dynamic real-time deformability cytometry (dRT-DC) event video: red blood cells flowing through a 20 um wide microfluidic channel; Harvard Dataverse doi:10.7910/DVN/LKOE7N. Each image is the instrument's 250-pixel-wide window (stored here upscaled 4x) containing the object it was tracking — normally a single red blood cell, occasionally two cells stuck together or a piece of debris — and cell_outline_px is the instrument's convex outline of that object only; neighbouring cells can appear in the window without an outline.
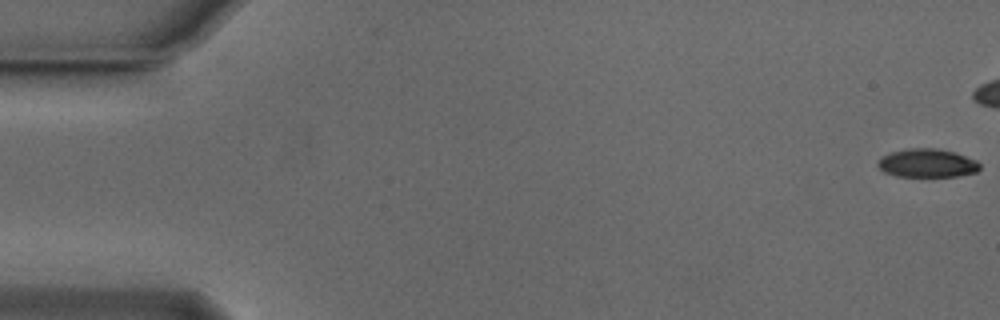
{"species": "Egyptian fruit bat (a non-hibernating species)", "species_latin": "Rousettus aegyptiacus", "temperature_condition": "cold", "stored_images_in_passage": 43, "camera_frame_rate_fps": 3000, "um_per_image_px": 0.085, "animal": {"sex": "male"}, "frame": {"image": 1, "passage_image": 1, "time_ms": 0.0, "image_size_px": [1000, 320], "cell_outline_px": [[980, 168], [976, 172], [956, 176], [896, 176], [884, 172], [876, 164], [884, 156], [892, 152], [908, 148], [936, 148], [956, 152], [976, 160], [980, 164]], "centroid_in_image_um": [78.84, 13.86], "position_along_channel_um": 6.2, "area_um2": 16.82}}
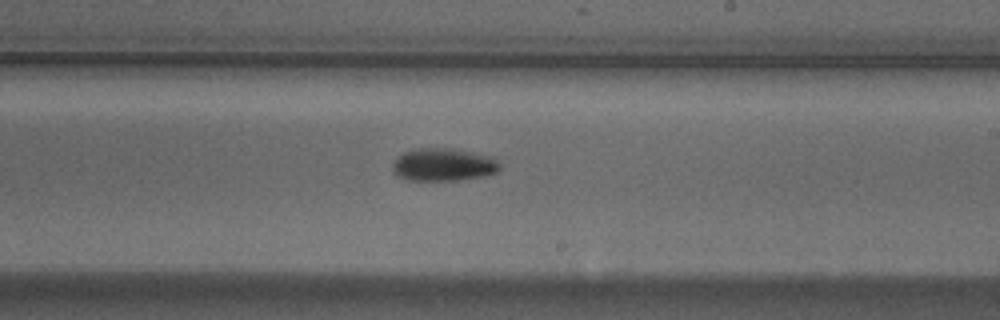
{"frame": {"image": 2, "passage_image": 32, "time_ms": 10.333, "image_size_px": [1000, 320], "cell_outline_px": [[500, 168], [496, 172], [488, 176], [460, 180], [408, 180], [396, 176], [392, 172], [392, 164], [404, 152], [412, 148], [452, 148], [472, 152], [496, 160], [500, 164]], "centroid_in_image_um": [37.65, 14.01], "position_along_channel_um": 251.3, "area_um2": 20.52}}
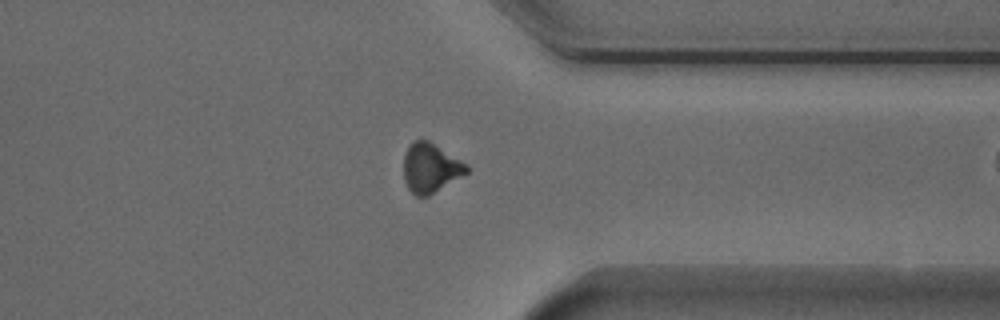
{"frame": {"image": 3, "passage_image": 42, "time_ms": 13.667, "image_size_px": [1000, 320], "cell_outline_px": [[468, 172], [428, 196], [416, 196], [408, 188], [404, 180], [404, 156], [408, 144], [416, 140], [428, 140], [468, 164]], "centroid_in_image_um": [36.58, 14.26], "position_along_channel_um": 374.8, "area_um2": 17.98}}